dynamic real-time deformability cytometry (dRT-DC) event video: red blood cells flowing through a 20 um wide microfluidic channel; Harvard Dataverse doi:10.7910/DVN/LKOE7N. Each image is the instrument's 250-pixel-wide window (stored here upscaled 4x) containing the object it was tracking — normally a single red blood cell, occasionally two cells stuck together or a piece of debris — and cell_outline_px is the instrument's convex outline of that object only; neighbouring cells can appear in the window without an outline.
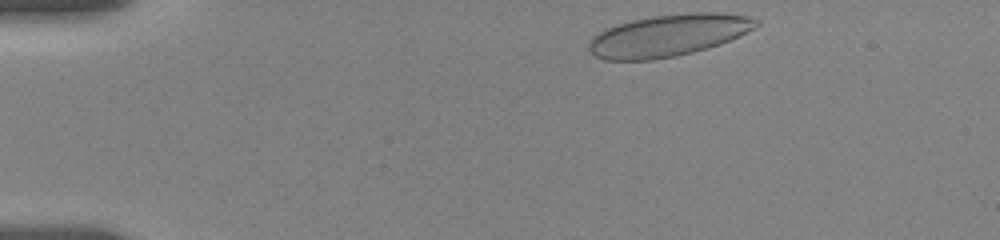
{"species": "human", "species_latin": "Homo sapiens", "temperature_condition": "room temperature", "stored_images_in_passage": 43, "camera_frame_rate_fps": 3000, "um_per_image_px": 0.085, "donor": {"sex": "female"}, "frame": {"image": 1, "passage_image": 1, "time_ms": 0.0, "image_size_px": [1000, 240], "cell_outline_px": [[760, 24], [720, 44], [708, 48], [676, 56], [652, 60], [604, 60], [596, 56], [588, 48], [588, 40], [592, 36], [604, 28], [616, 24], [632, 20], [652, 16], [692, 12], [716, 12], [748, 16], [756, 20]], "centroid_in_image_um": [56.73, 3.01], "position_along_channel_um": 28.3, "area_um2": 40.75}}
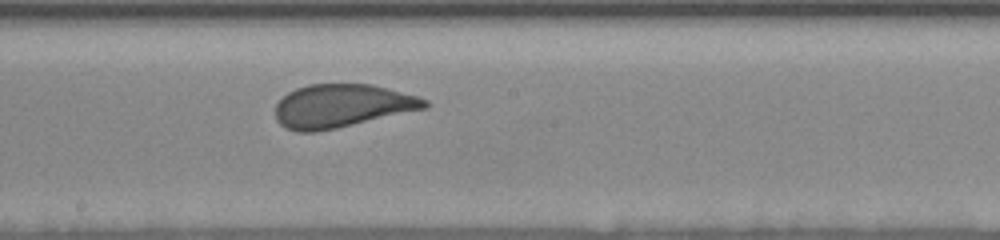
{"frame": {"image": 2, "passage_image": 23, "time_ms": 7.333, "image_size_px": [1000, 240], "cell_outline_px": [[428, 108], [336, 128], [316, 132], [296, 132], [284, 128], [276, 120], [276, 104], [288, 92], [296, 88], [308, 84], [372, 84], [388, 88], [416, 96], [428, 100]], "centroid_in_image_um": [29.04, 9.0], "position_along_channel_um": 219.2, "area_um2": 37.69}}
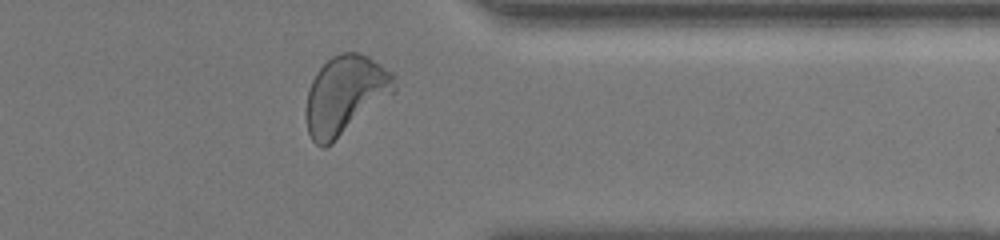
{"frame": {"image": 3, "passage_image": 37, "time_ms": 12.0, "image_size_px": [1000, 240], "cell_outline_px": [[396, 92], [332, 144], [324, 148], [316, 144], [312, 140], [308, 132], [304, 112], [308, 88], [316, 72], [332, 56], [340, 52], [356, 52], [368, 56], [392, 72], [396, 76]], "centroid_in_image_um": [29.34, 8.09], "position_along_channel_um": 382.1, "area_um2": 41.04}, "authors_computed_cell_mechanics": {"area_um2": 38.3792, "velocity_mm_per_s": 3.5902, "shape_relaxation_time_tau1_ms": 5.3994, "shape_relaxation_time_tau2_ms": null, "deformation_change_tau1": 0.147, "deformation_change_tau2": null}}